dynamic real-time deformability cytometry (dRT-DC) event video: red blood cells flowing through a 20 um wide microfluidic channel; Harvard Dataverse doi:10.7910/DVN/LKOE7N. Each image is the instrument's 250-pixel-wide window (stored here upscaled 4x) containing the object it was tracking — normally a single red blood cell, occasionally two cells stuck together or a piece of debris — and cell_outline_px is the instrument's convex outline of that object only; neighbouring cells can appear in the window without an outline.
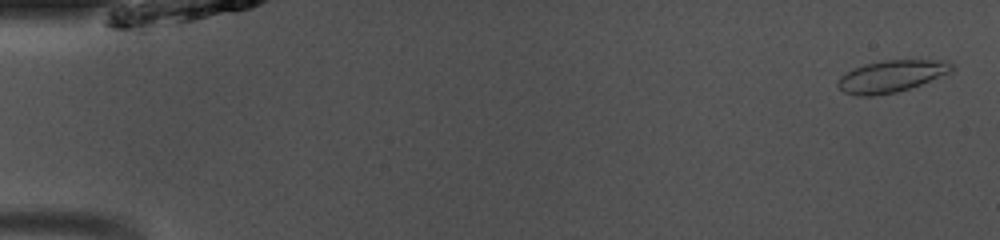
{"species": "common noctule bat (a hibernating species)", "species_latin": "Nyctalus noctula", "temperature_condition": "room temperature", "stored_images_in_passage": 49, "camera_frame_rate_fps": 3000, "um_per_image_px": 0.085, "animal": {"sex": "male", "body_mass_g": 13.0, "forearm_length_mm": 53.1}, "frame": {"image": 1, "passage_image": 2, "time_ms": 0.333, "image_size_px": [1000, 240], "cell_outline_px": [[956, 68], [952, 72], [920, 84], [896, 92], [872, 96], [860, 96], [844, 92], [836, 84], [836, 80], [840, 76], [852, 68], [864, 64], [884, 60], [948, 60], [956, 64]], "centroid_in_image_um": [75.79, 6.46], "position_along_channel_um": 9.2, "area_um2": 21.39}}
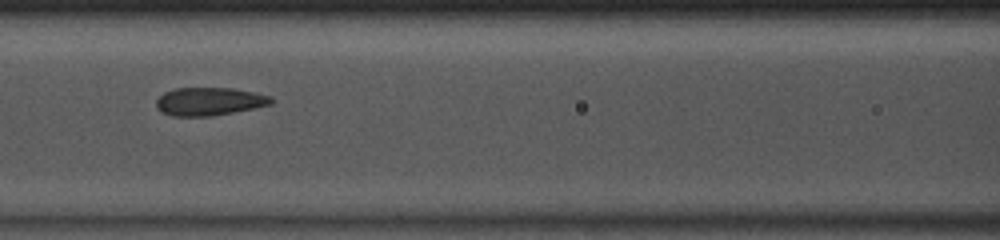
{"frame": {"image": 2, "passage_image": 22, "time_ms": 7.0, "image_size_px": [1000, 240], "cell_outline_px": [[276, 100], [272, 104], [212, 116], [172, 116], [156, 108], [156, 100], [164, 92], [176, 88], [232, 88], [272, 96]], "centroid_in_image_um": [17.8, 8.62], "position_along_channel_um": 148.8, "area_um2": 18.73}}
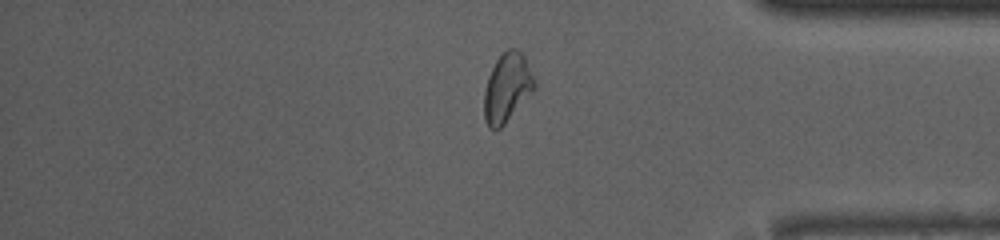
{"frame": {"image": 3, "passage_image": 41, "time_ms": 13.333, "image_size_px": [1000, 240], "cell_outline_px": [[536, 88], [504, 124], [500, 128], [488, 128], [484, 120], [484, 92], [488, 76], [496, 60], [508, 48], [516, 48], [524, 52], [536, 84]], "centroid_in_image_um": [43.11, 7.42], "position_along_channel_um": 392.1, "area_um2": 20.23}, "authors_computed_cell_mechanics": {"area_um2": 19.8254, "velocity_mm_per_s": 4.109, "shape_relaxation_time_tau1_ms": null, "shape_relaxation_time_tau2_ms": 0.8303, "deformation_change_tau1": null, "deformation_change_tau2": 0.0348}}